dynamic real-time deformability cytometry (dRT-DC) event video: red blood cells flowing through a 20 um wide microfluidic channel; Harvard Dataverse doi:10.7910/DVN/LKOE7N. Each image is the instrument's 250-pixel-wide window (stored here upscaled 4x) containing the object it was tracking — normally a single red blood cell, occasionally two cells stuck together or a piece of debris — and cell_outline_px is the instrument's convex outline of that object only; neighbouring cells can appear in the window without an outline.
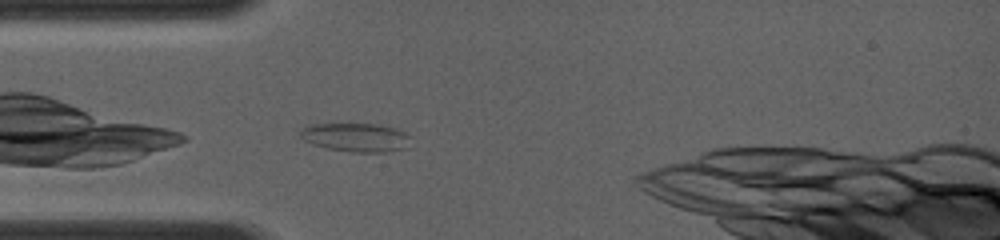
{"species": "common noctule bat (a hibernating species)", "species_latin": "Nyctalus noctula", "temperature_condition": "room temperature", "stored_images_in_passage": 1, "camera_frame_rate_fps": 4000, "um_per_image_px": 0.085, "animal": {"sex": "female", "body_mass_g": 19.0, "forearm_length_mm": 56.7}, "frame": {"image": 1, "passage_image": 1, "time_ms": 0.0, "image_size_px": [1000, 240], "cell_outline_px": [[412, 136], [408, 148], [388, 152], [352, 152], [328, 148], [312, 144], [304, 140], [300, 136], [300, 128], [308, 124], [376, 124], [396, 128]], "centroid_in_image_um": [30.28, 11.68], "position_along_channel_um": 54.7, "area_um2": 18.73}}